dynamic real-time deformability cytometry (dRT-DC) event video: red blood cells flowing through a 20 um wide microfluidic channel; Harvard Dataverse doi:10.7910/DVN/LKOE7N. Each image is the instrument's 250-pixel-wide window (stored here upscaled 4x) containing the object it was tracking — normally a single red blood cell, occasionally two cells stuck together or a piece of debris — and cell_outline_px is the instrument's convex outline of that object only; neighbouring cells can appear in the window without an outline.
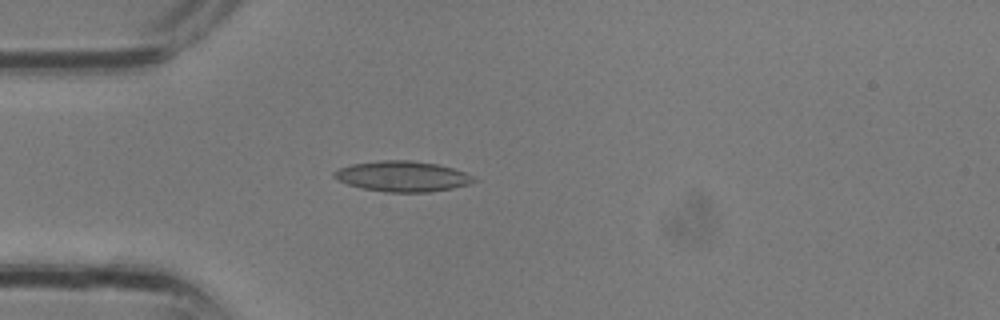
{"species": "common noctule bat (a hibernating species)", "species_latin": "Nyctalus noctula", "temperature_condition": "room temperature", "stored_images_in_passage": 24, "camera_frame_rate_fps": 3000, "um_per_image_px": 0.085, "animal": {"sex": "male", "body_mass_g": 13.3}, "frame": {"image": 1, "passage_image": 1, "time_ms": 0.0, "image_size_px": [1000, 320], "cell_outline_px": [[480, 180], [468, 184], [452, 188], [428, 192], [384, 192], [364, 188], [348, 184], [336, 180], [332, 176], [332, 172], [340, 168], [352, 164], [380, 160], [408, 160], [436, 164], [452, 168], [464, 172]], "centroid_in_image_um": [34.19, 14.99], "position_along_channel_um": 50.8, "area_um2": 24.74}}
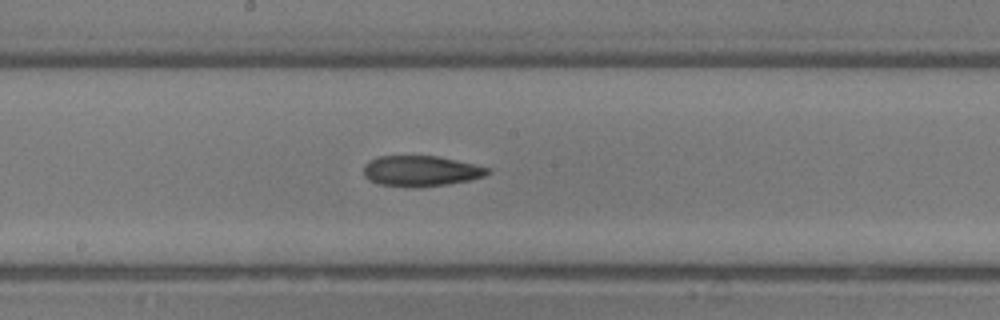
{"frame": {"image": 2, "passage_image": 9, "time_ms": 2.667, "image_size_px": [1000, 320], "cell_outline_px": [[492, 172], [484, 176], [472, 180], [448, 184], [420, 188], [412, 188], [380, 184], [368, 180], [364, 176], [364, 164], [368, 160], [376, 156], [436, 156], [456, 160], [492, 168]], "centroid_in_image_um": [35.78, 14.54], "position_along_channel_um": 212.4, "area_um2": 22.54}}
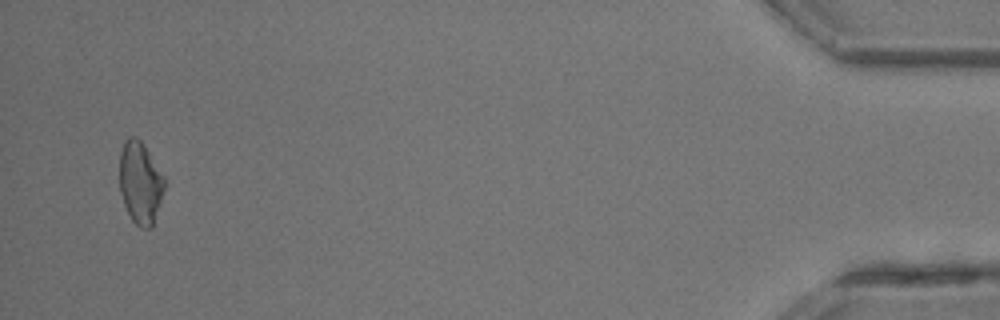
{"frame": {"image": 3, "passage_image": 23, "time_ms": 7.333, "image_size_px": [1000, 320], "cell_outline_px": [[164, 188], [160, 204], [152, 228], [140, 228], [132, 220], [124, 204], [120, 192], [120, 152], [124, 140], [128, 136], [136, 136], [144, 144], [164, 176]], "centroid_in_image_um": [11.92, 15.51], "position_along_channel_um": 423.3, "area_um2": 21.56}}